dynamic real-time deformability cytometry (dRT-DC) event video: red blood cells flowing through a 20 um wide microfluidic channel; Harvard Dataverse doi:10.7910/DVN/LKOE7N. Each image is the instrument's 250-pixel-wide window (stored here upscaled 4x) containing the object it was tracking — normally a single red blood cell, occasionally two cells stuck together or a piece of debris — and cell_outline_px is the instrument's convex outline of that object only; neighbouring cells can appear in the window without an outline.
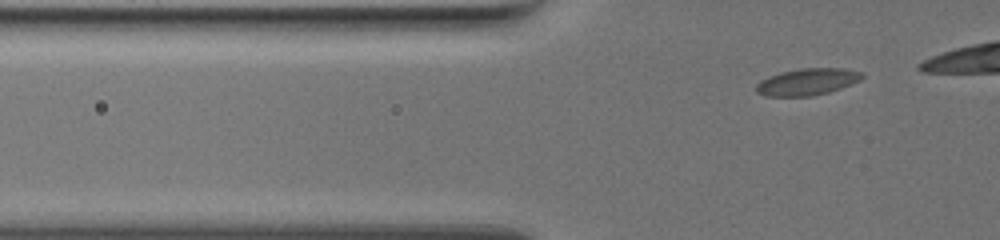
{"species": "common noctule bat (a hibernating species)", "species_latin": "Nyctalus noctula", "temperature_condition": "warm", "stored_images_in_passage": 38, "camera_frame_rate_fps": 3000, "um_per_image_px": 0.085, "animal": {"sex": "female", "body_mass_g": 19.5, "forearm_length_mm": 54.1}, "frame": {"image": 1, "passage_image": 3, "time_ms": 0.667, "image_size_px": [1000, 240], "cell_outline_px": [[864, 76], [860, 80], [852, 84], [828, 92], [812, 96], [764, 96], [756, 92], [756, 84], [760, 80], [768, 76], [780, 72], [800, 68], [844, 68], [860, 72]], "centroid_in_image_um": [68.59, 6.95], "position_along_channel_um": 57.2, "area_um2": 16.59}}
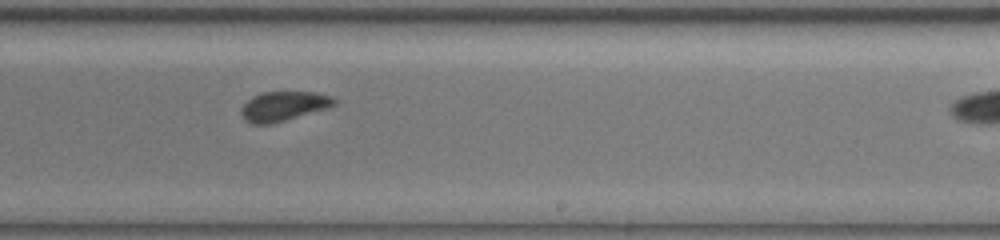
{"frame": {"image": 2, "passage_image": 23, "time_ms": 7.333, "image_size_px": [1000, 240], "cell_outline_px": [[336, 104], [332, 108], [272, 124], [252, 124], [244, 120], [240, 112], [240, 108], [252, 96], [260, 92], [316, 92], [332, 96], [336, 100]], "centroid_in_image_um": [24.13, 9.03], "position_along_channel_um": 264.9, "area_um2": 16.47}}
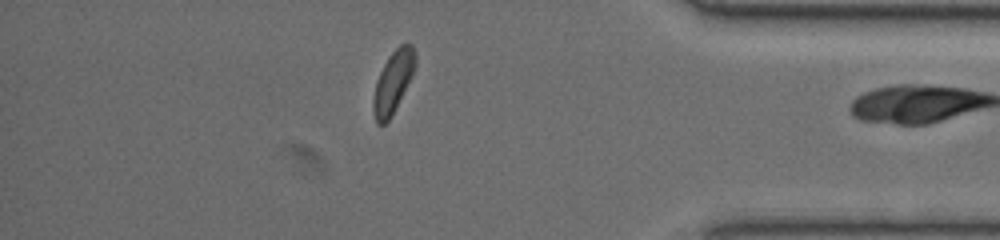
{"frame": {"image": 3, "passage_image": 37, "time_ms": 12.0, "image_size_px": [1000, 240], "cell_outline_px": [[416, 64], [388, 120], [384, 124], [376, 124], [372, 108], [372, 100], [376, 80], [388, 56], [400, 44], [412, 44], [416, 52]], "centroid_in_image_um": [33.37, 6.92], "position_along_channel_um": 401.8, "area_um2": 14.62}}